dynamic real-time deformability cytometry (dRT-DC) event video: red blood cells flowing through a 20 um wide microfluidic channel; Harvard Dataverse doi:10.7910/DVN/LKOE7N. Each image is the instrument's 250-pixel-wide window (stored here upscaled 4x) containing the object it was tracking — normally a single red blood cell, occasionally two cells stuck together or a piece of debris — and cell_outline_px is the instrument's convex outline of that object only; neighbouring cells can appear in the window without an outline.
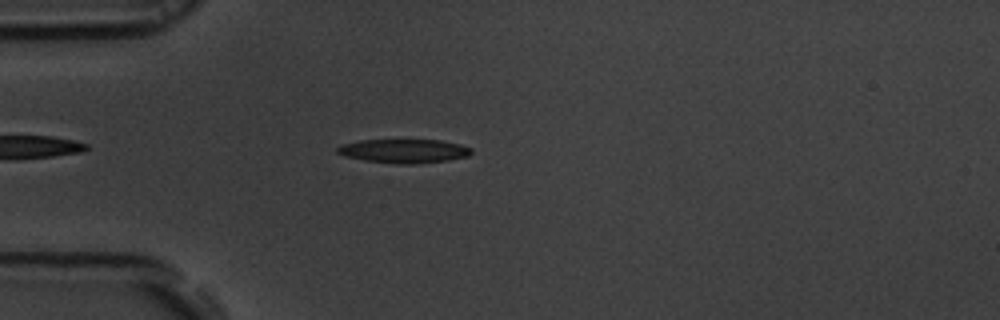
{"species": "common noctule bat (a hibernating species)", "species_latin": "Nyctalus noctula", "temperature_condition": "room temperature", "stored_images_in_passage": 46, "camera_frame_rate_fps": 3000, "um_per_image_px": 0.085, "animal": {"sex": "male", "body_mass_g": 19.5, "forearm_length_mm": 54.6}, "frame": {"image": 1, "passage_image": 7, "time_ms": 2.0, "image_size_px": [1000, 320], "cell_outline_px": [[472, 152], [468, 156], [448, 160], [416, 164], [396, 164], [364, 160], [344, 156], [336, 152], [336, 148], [340, 144], [360, 140], [440, 140], [460, 144], [472, 148]], "centroid_in_image_um": [34.31, 12.83], "position_along_channel_um": 50.7, "area_um2": 18.79}}
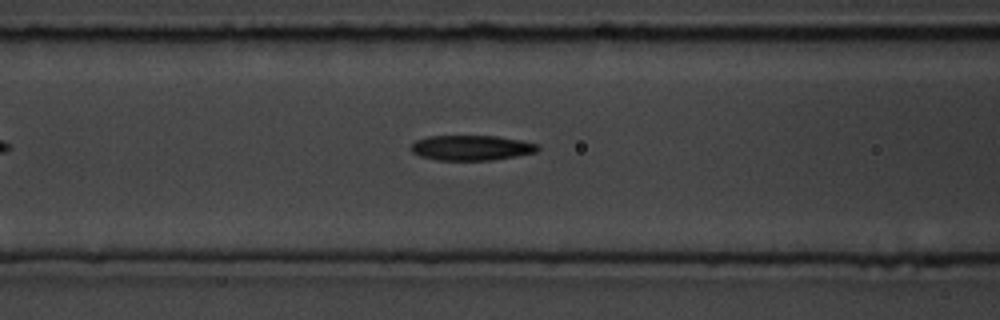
{"frame": {"image": 2, "passage_image": 14, "time_ms": 4.333, "image_size_px": [1000, 320], "cell_outline_px": [[540, 148], [536, 152], [516, 156], [492, 160], [436, 160], [420, 156], [412, 152], [408, 148], [416, 140], [428, 136], [496, 136], [520, 140], [540, 144]], "centroid_in_image_um": [40.06, 12.56], "position_along_channel_um": 126.5, "area_um2": 18.67}}
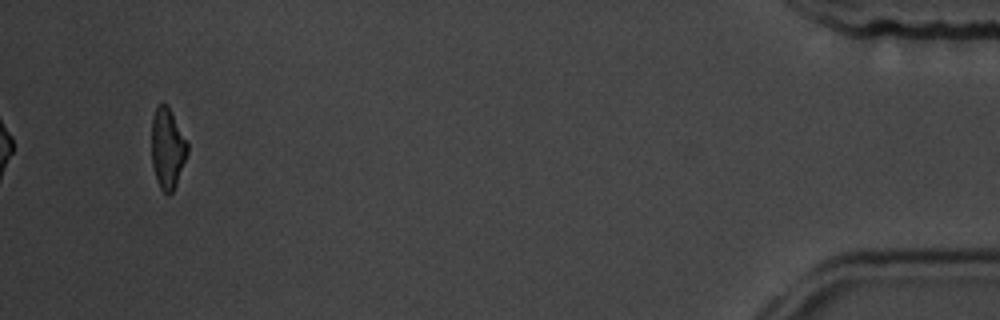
{"frame": {"image": 3, "passage_image": 44, "time_ms": 14.333, "image_size_px": [1000, 320], "cell_outline_px": [[188, 152], [176, 184], [172, 192], [168, 196], [160, 188], [156, 180], [152, 164], [152, 116], [160, 100], [164, 100], [168, 104], [188, 144]], "centroid_in_image_um": [14.22, 12.56], "position_along_channel_um": 421.0, "area_um2": 16.99}, "authors_computed_cell_mechanics": {"area_um2": 18.5249, "velocity_mm_per_s": 3.7391, "shape_relaxation_time_tau1_ms": 10.1191, "shape_relaxation_time_tau2_ms": 10.0303, "deformation_change_tau1": 0.242, "deformation_change_tau2": 0.252}}